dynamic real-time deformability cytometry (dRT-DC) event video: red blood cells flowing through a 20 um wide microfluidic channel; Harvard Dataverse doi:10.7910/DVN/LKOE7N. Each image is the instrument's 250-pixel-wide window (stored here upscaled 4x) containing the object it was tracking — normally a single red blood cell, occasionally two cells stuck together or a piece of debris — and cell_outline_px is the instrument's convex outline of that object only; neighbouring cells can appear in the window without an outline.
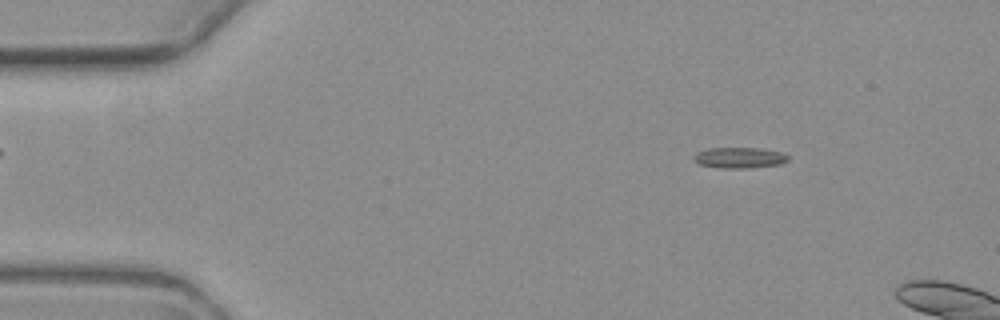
{"species": "common noctule bat (a hibernating species)", "species_latin": "Nyctalus noctula", "temperature_condition": "warm", "stored_images_in_passage": 3, "camera_frame_rate_fps": 3000, "um_per_image_px": 0.085, "animal": {"sex": "female", "body_mass_g": 19.3, "forearm_length_mm": 54.1}, "frame": {"image": 1, "passage_image": 1, "time_ms": 0.0, "image_size_px": [1000, 320], "cell_outline_px": [[788, 160], [780, 164], [748, 168], [720, 168], [700, 164], [692, 160], [696, 152], [708, 148], [760, 148], [784, 152], [788, 156]], "centroid_in_image_um": [62.85, 13.4], "position_along_channel_um": 22.2, "area_um2": 11.5}}